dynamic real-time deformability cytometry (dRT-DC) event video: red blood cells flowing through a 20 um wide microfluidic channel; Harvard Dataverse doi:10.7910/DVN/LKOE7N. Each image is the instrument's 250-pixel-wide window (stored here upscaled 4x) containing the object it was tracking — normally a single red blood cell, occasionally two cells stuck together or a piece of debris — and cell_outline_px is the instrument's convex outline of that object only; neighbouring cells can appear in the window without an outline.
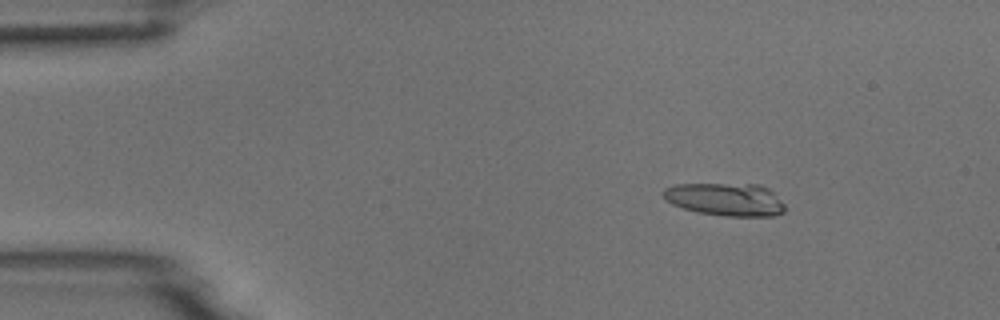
{"species": "common noctule bat (a hibernating species)", "species_latin": "Nyctalus noctula", "temperature_condition": "room temperature", "stored_images_in_passage": 54, "camera_frame_rate_fps": 3000, "um_per_image_px": 0.085, "animal": {"sex": "male", "body_mass_g": 18.8}, "frame": {"image": 1, "passage_image": 8, "time_ms": 2.333, "image_size_px": [1000, 320], "cell_outline_px": [[784, 212], [776, 216], [724, 216], [696, 212], [672, 204], [664, 200], [660, 192], [664, 188], [676, 184], [760, 184], [768, 188], [784, 204]], "centroid_in_image_um": [61.63, 16.94], "position_along_channel_um": 23.4, "area_um2": 23.52}}
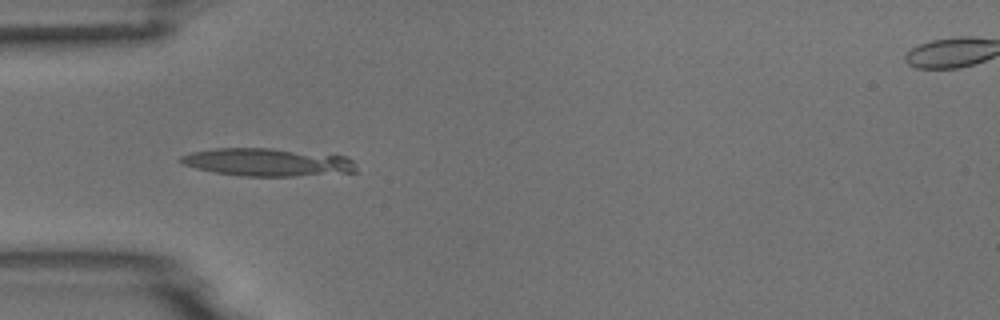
{"frame": {"image": 2, "passage_image": 17, "time_ms": 5.333, "image_size_px": [1000, 320], "cell_outline_px": [[356, 172], [292, 176], [240, 176], [216, 172], [196, 168], [184, 164], [176, 160], [180, 156], [192, 152], [216, 148], [272, 148], [344, 156], [352, 160], [356, 164]], "centroid_in_image_um": [22.71, 13.79], "position_along_channel_um": 62.3, "area_um2": 28.38}}
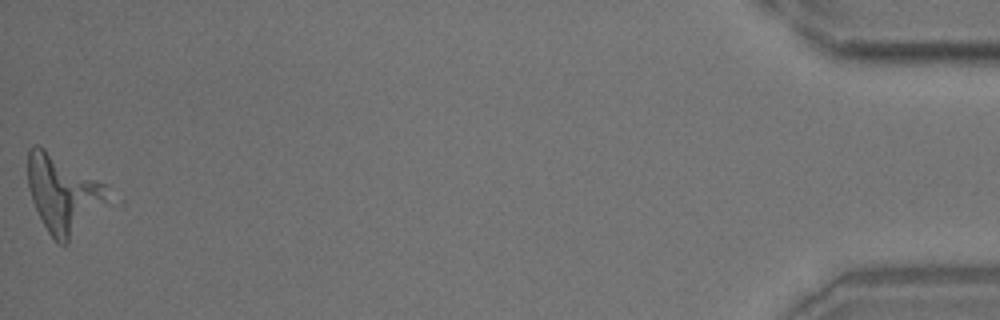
{"frame": {"image": 3, "passage_image": 54, "time_ms": 17.667, "image_size_px": [1000, 320], "cell_outline_px": [[104, 200], [68, 244], [60, 244], [48, 232], [32, 200], [28, 188], [28, 148], [32, 144], [36, 144], [44, 148], [104, 184]], "centroid_in_image_um": [5.24, 16.45], "position_along_channel_um": 430.0, "area_um2": 34.28}}